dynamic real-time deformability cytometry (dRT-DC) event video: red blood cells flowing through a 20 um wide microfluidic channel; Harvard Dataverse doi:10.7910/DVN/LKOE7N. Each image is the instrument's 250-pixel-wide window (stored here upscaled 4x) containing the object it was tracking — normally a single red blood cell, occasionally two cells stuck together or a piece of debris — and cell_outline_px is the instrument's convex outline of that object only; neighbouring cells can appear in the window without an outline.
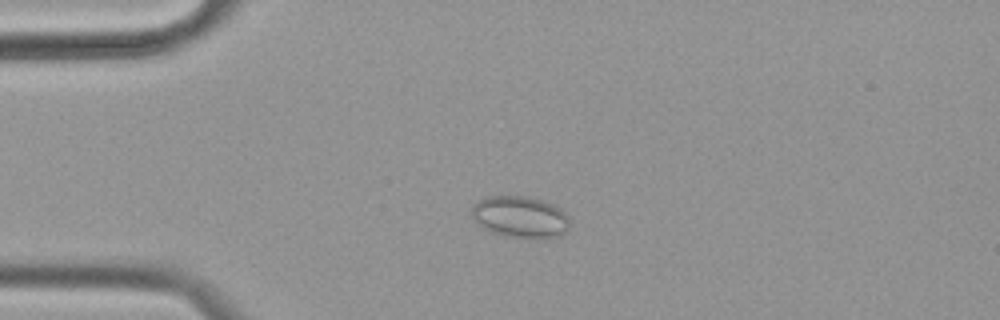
{"species": "common noctule bat (a hibernating species)", "species_latin": "Nyctalus noctula", "temperature_condition": "cold", "stored_images_in_passage": 57, "camera_frame_rate_fps": 3000, "um_per_image_px": 0.085, "animal": {"sex": "female", "body_mass_g": 19.9}, "frame": {"image": 1, "passage_image": 13, "time_ms": 4.0, "image_size_px": [1000, 320], "cell_outline_px": [[568, 228], [560, 236], [540, 240], [508, 236], [492, 232], [476, 224], [472, 220], [472, 204], [476, 200], [488, 196], [524, 196], [540, 200], [552, 204], [560, 208], [568, 216]], "centroid_in_image_um": [44.18, 18.45], "position_along_channel_um": 40.8, "area_um2": 24.1}}
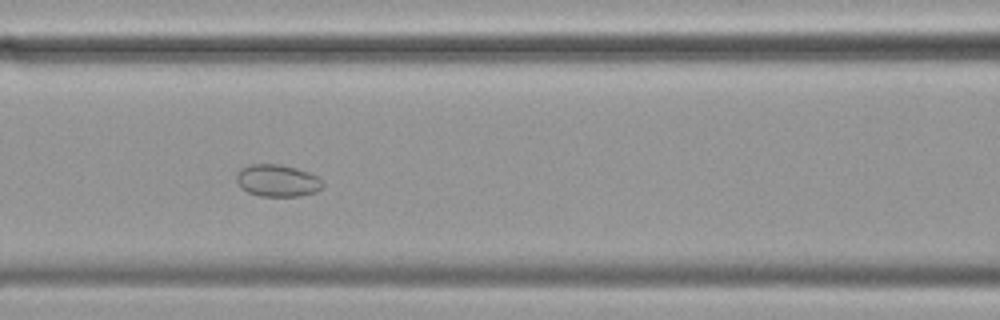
{"frame": {"image": 2, "passage_image": 24, "time_ms": 7.667, "image_size_px": [1000, 320], "cell_outline_px": [[324, 184], [316, 192], [300, 196], [260, 196], [248, 192], [240, 188], [236, 180], [236, 176], [240, 168], [248, 164], [280, 164], [296, 168], [308, 172], [316, 176]], "centroid_in_image_um": [23.54, 15.35], "position_along_channel_um": 143.1, "area_um2": 16.18}}
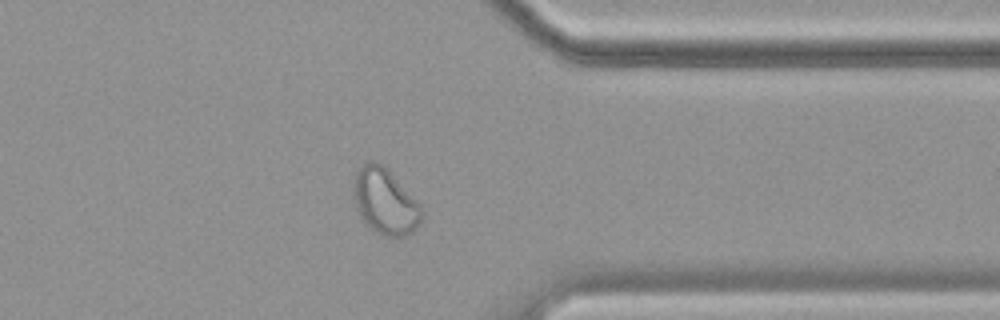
{"frame": {"image": 3, "passage_image": 45, "time_ms": 14.667, "image_size_px": [1000, 320], "cell_outline_px": [[420, 220], [416, 228], [412, 232], [404, 236], [384, 236], [376, 232], [364, 224], [356, 208], [352, 196], [352, 180], [356, 172], [364, 164], [372, 160], [380, 164], [420, 204]], "centroid_in_image_um": [32.65, 17.15], "position_along_channel_um": 378.8, "area_um2": 25.66}, "authors_computed_cell_mechanics": {"area_um2": 24.0448, "velocity_mm_per_s": 3.4697, "shape_relaxation_time_tau1_ms": null, "shape_relaxation_time_tau2_ms": 2.245, "deformation_change_tau1": null, "deformation_change_tau2": 0.0424}}